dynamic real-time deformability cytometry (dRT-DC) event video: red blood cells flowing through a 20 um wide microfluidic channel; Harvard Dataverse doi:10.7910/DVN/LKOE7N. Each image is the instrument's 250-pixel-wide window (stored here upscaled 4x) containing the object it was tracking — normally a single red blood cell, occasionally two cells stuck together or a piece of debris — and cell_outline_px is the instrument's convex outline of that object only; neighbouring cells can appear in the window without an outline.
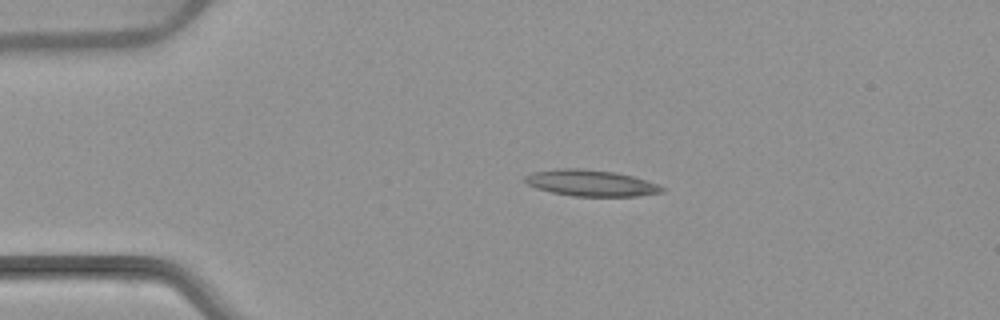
{"species": "common noctule bat (a hibernating species)", "species_latin": "Nyctalus noctula", "temperature_condition": "warm", "stored_images_in_passage": 3, "camera_frame_rate_fps": 3000, "um_per_image_px": 0.085, "animal": {"sex": "female", "body_mass_g": 22.7, "forearm_length_mm": 54.2}, "frame": {"image": 1, "passage_image": 2, "time_ms": 1.333, "image_size_px": [1000, 320], "cell_outline_px": [[668, 188], [664, 192], [636, 196], [572, 196], [552, 192], [536, 188], [528, 184], [524, 180], [524, 176], [532, 172], [556, 168], [580, 168], [612, 172], [632, 176]], "centroid_in_image_um": [50.21, 15.56], "position_along_channel_um": 34.8, "area_um2": 20.92}}